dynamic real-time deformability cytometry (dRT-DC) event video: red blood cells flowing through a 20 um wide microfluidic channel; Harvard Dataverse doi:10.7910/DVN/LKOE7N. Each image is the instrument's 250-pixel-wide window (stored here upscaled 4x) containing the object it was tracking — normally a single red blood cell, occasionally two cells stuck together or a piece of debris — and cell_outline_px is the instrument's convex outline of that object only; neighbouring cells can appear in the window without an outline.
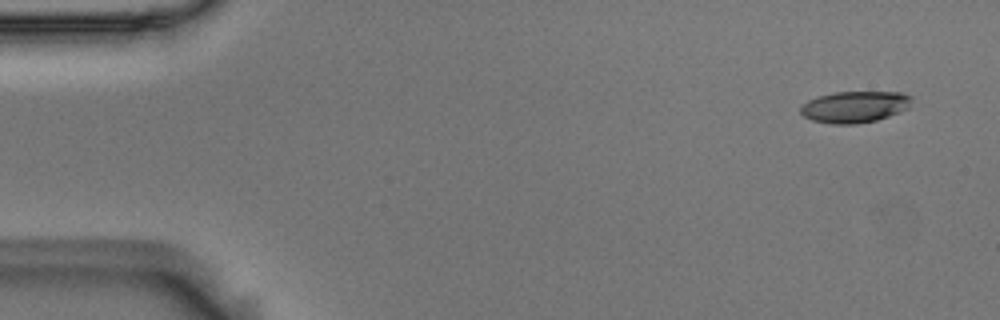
{"species": "Egyptian fruit bat (a non-hibernating species)", "species_latin": "Rousettus aegyptiacus", "temperature_condition": "room temperature", "stored_images_in_passage": 10, "camera_frame_rate_fps": 3000, "um_per_image_px": 0.085, "animal": {"sex": "male"}, "frame": {"image": 1, "passage_image": 1, "time_ms": 0.0, "image_size_px": [1000, 320], "cell_outline_px": [[912, 100], [908, 108], [900, 112], [876, 120], [856, 124], [832, 124], [812, 120], [804, 116], [800, 112], [800, 108], [808, 100], [820, 96], [836, 92], [900, 92], [912, 96]], "centroid_in_image_um": [72.67, 9.08], "position_along_channel_um": 12.3, "area_um2": 20.29}}
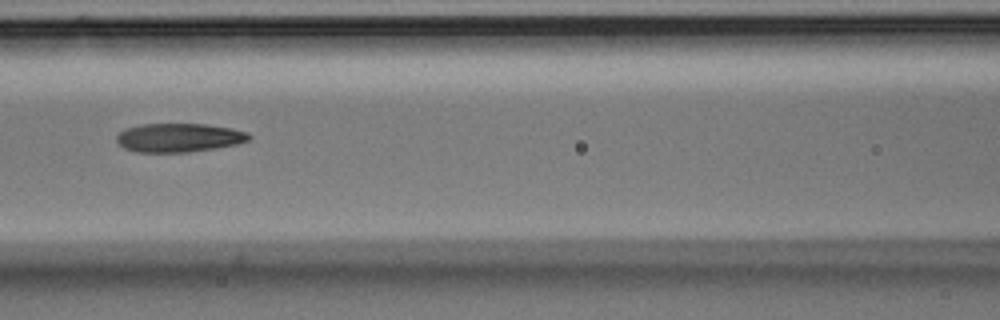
{"frame": {"image": 2, "passage_image": 7, "time_ms": 2.0, "image_size_px": [1000, 320], "cell_outline_px": [[252, 136], [248, 140], [236, 144], [216, 148], [188, 152], [136, 152], [124, 148], [116, 140], [116, 136], [124, 128], [144, 124], [204, 124], [232, 128], [248, 132]], "centroid_in_image_um": [15.21, 11.7], "position_along_channel_um": 151.4, "area_um2": 22.2}}
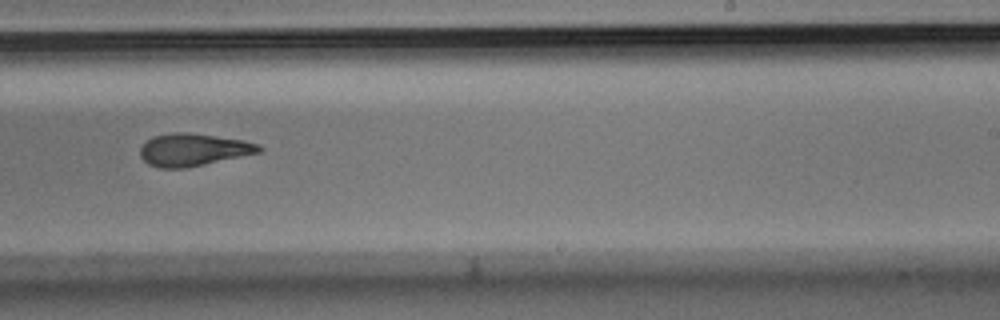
{"frame": {"image": 3, "passage_image": 10, "time_ms": 3.0, "image_size_px": [1000, 320], "cell_outline_px": [[264, 148], [260, 152], [204, 164], [184, 168], [160, 168], [148, 164], [140, 156], [140, 148], [152, 136], [172, 132], [188, 132], [244, 140], [260, 144]], "centroid_in_image_um": [16.43, 12.72], "position_along_channel_um": 272.6, "area_um2": 22.43}}